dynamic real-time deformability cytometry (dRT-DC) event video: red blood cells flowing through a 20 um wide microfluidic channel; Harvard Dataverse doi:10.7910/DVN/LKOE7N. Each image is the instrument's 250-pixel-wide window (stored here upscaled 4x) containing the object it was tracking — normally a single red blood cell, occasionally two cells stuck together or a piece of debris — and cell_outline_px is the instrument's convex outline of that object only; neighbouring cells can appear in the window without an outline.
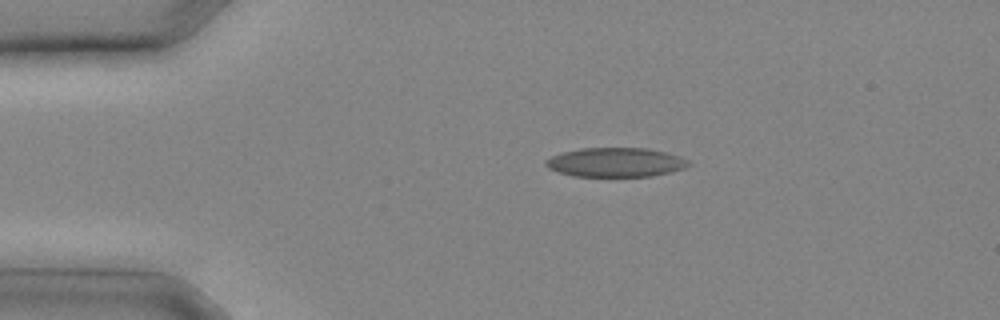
{"species": "common noctule bat (a hibernating species)", "species_latin": "Nyctalus noctula", "temperature_condition": "cold", "stored_images_in_passage": 15, "camera_frame_rate_fps": 3000, "um_per_image_px": 0.085, "animal": {"sex": "male", "body_mass_g": 20.4}, "frame": {"image": 1, "passage_image": 1, "time_ms": 0.0, "image_size_px": [1000, 320], "cell_outline_px": [[692, 164], [684, 168], [672, 172], [652, 176], [572, 176], [548, 168], [544, 164], [544, 160], [560, 152], [580, 148], [648, 148], [680, 156], [688, 160]], "centroid_in_image_um": [52.32, 13.79], "position_along_channel_um": 32.7, "area_um2": 24.45}}
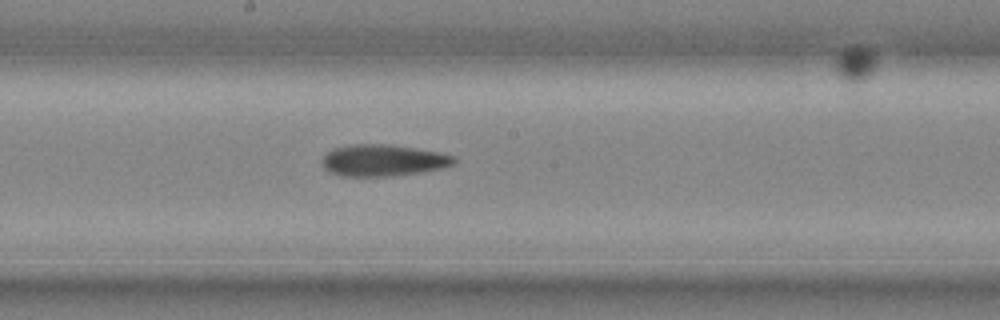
{"frame": {"image": 2, "passage_image": 10, "time_ms": 3.0, "image_size_px": [1000, 320], "cell_outline_px": [[456, 164], [440, 168], [420, 172], [388, 176], [340, 176], [328, 172], [324, 168], [324, 156], [332, 148], [348, 144], [388, 144], [440, 152], [456, 156]], "centroid_in_image_um": [32.57, 13.62], "position_along_channel_um": 215.6, "area_um2": 24.33}}
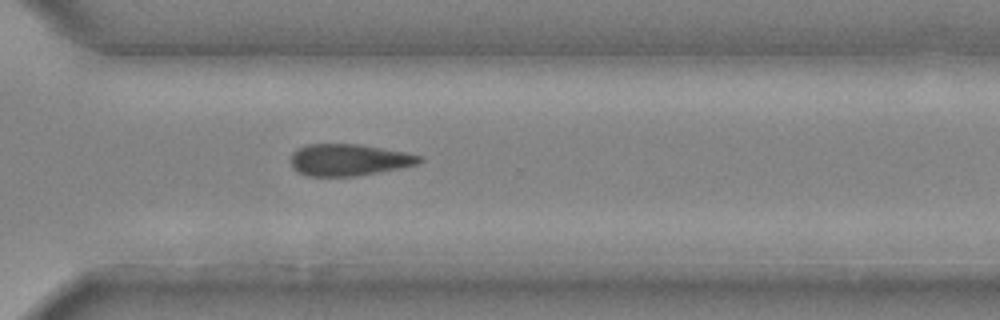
{"frame": {"image": 3, "passage_image": 15, "time_ms": 4.667, "image_size_px": [1000, 320], "cell_outline_px": [[424, 160], [420, 164], [380, 172], [356, 176], [308, 176], [292, 168], [288, 160], [292, 152], [296, 148], [308, 144], [360, 144], [404, 152], [424, 156]], "centroid_in_image_um": [29.64, 13.58], "position_along_channel_um": 341.0, "area_um2": 24.16}}